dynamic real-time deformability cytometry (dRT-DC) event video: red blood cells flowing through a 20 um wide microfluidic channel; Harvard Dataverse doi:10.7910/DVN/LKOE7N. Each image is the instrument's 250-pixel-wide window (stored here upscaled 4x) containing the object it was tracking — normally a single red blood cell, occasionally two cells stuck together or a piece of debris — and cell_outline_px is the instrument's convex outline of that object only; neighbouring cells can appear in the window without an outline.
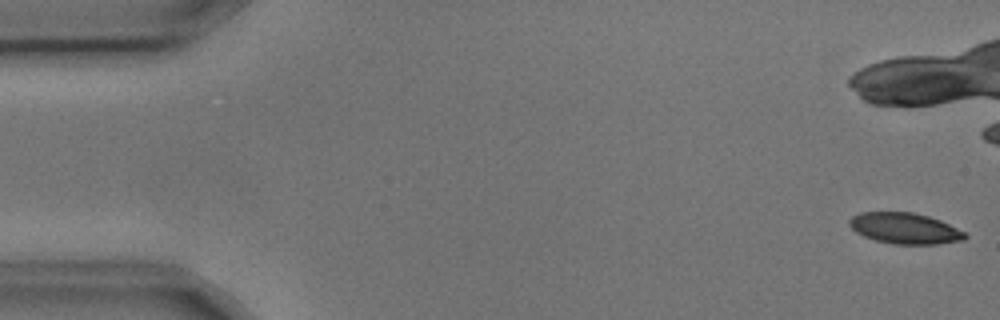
{"species": "common noctule bat (a hibernating species)", "species_latin": "Nyctalus noctula", "temperature_condition": "cold", "stored_images_in_passage": 6, "camera_frame_rate_fps": 3000, "um_per_image_px": 0.085, "animal": {"sex": "male", "body_mass_g": 17.9, "forearm_length_mm": 54.2}, "frame": {"image": 1, "passage_image": 1, "time_ms": 0.0, "image_size_px": [1000, 320], "cell_outline_px": [[968, 236], [964, 240], [936, 244], [892, 244], [876, 240], [864, 236], [856, 232], [848, 224], [848, 220], [852, 216], [860, 212], [912, 212], [928, 216], [940, 220], [964, 232]], "centroid_in_image_um": [76.89, 19.41], "position_along_channel_um": 8.1, "area_um2": 20.81}}